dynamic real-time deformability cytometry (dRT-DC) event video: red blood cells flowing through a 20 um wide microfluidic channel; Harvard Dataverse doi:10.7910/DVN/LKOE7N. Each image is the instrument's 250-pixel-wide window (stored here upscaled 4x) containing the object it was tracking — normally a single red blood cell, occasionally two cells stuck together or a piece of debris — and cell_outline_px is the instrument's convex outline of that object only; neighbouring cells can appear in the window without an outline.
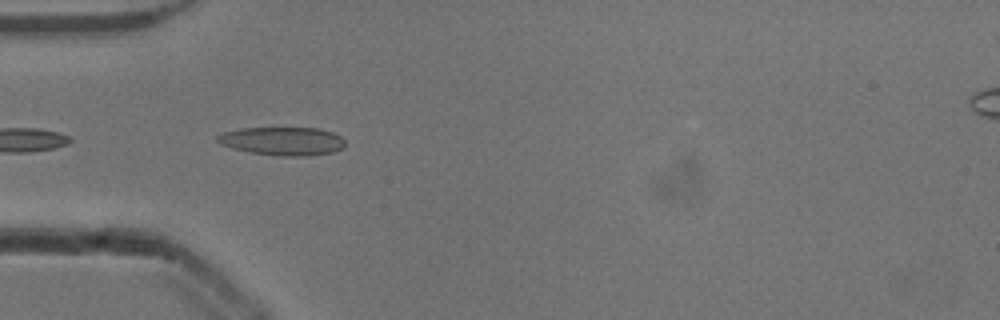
{"species": "common noctule bat (a hibernating species)", "species_latin": "Nyctalus noctula", "temperature_condition": "cold", "stored_images_in_passage": 9, "camera_frame_rate_fps": 3000, "um_per_image_px": 0.085, "animal": {"sex": "male", "body_mass_g": 13.3}, "frame": {"image": 1, "passage_image": 7, "time_ms": 2.0, "image_size_px": [1000, 320], "cell_outline_px": [[344, 144], [340, 148], [332, 152], [304, 156], [280, 156], [252, 152], [232, 148], [220, 144], [216, 140], [216, 136], [224, 132], [240, 128], [320, 128], [332, 132], [340, 136], [344, 140]], "centroid_in_image_um": [23.99, 11.98], "position_along_channel_um": 61.0, "area_um2": 20.92}}